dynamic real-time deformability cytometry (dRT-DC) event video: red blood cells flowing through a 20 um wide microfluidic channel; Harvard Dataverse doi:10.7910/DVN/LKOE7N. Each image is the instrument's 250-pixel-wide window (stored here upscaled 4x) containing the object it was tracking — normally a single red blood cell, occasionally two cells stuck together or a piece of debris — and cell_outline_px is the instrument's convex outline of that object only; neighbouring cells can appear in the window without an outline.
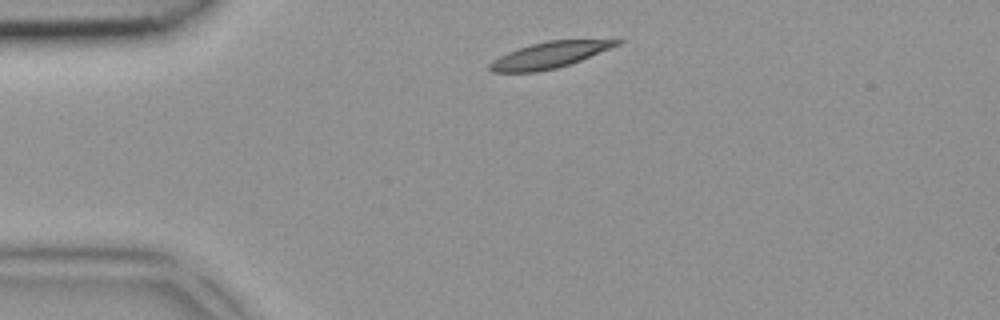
{"species": "common noctule bat (a hibernating species)", "species_latin": "Nyctalus noctula", "temperature_condition": "room temperature", "stored_images_in_passage": 2, "camera_frame_rate_fps": 3000, "um_per_image_px": 0.085, "animal": {"sex": "female", "body_mass_g": 18.4}, "frame": {"image": 1, "passage_image": 1, "time_ms": 0.0, "image_size_px": [1000, 320], "cell_outline_px": [[624, 40], [620, 44], [572, 64], [556, 68], [536, 72], [492, 72], [488, 68], [488, 64], [492, 60], [508, 52], [532, 44], [548, 40]], "centroid_in_image_um": [46.68, 4.69], "position_along_channel_um": 38.3, "area_um2": 19.19}}